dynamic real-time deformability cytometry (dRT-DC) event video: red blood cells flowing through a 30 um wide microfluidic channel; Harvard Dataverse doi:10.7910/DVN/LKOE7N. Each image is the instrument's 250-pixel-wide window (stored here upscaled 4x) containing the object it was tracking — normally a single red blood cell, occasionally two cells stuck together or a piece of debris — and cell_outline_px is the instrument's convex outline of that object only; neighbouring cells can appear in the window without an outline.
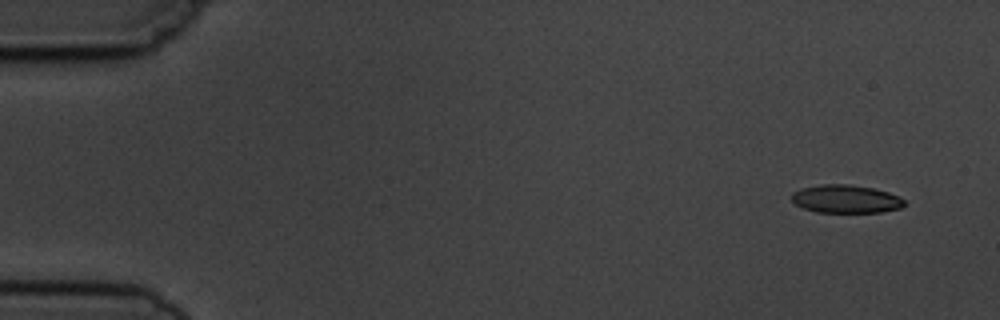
{"species": "common noctule bat (a hibernating species)", "species_latin": "Nyctalus noctula", "temperature_condition": "cold", "stored_images_in_passage": 5, "camera_frame_rate_fps": 3000, "um_per_image_px": 0.085, "animal": {"sex": "male", "body_mass_g": 19.5, "forearm_length_mm": 54.6}, "frame": {"image": 1, "passage_image": 2, "time_ms": 1.0, "image_size_px": [1000, 320], "cell_outline_px": [[904, 204], [900, 208], [880, 212], [816, 212], [804, 208], [796, 204], [792, 200], [792, 192], [800, 188], [820, 184], [848, 184], [872, 188], [888, 192], [904, 200]], "centroid_in_image_um": [71.85, 16.9], "position_along_channel_um": 13.1, "area_um2": 18.32}}
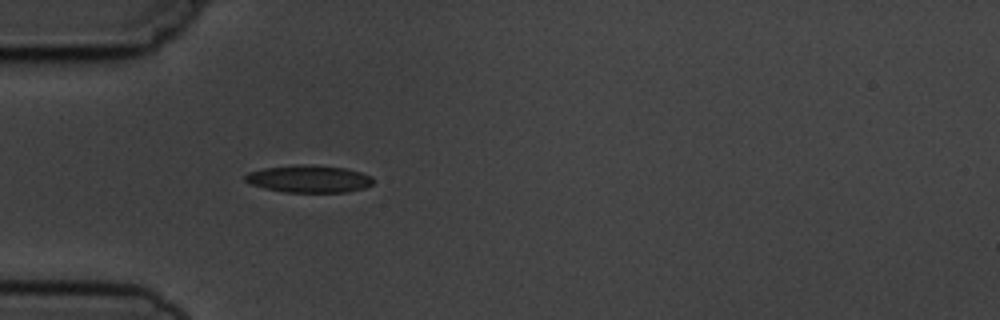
{"frame": {"image": 2, "passage_image": 5, "time_ms": 5.333, "image_size_px": [1000, 320], "cell_outline_px": [[372, 184], [364, 188], [348, 192], [284, 192], [264, 188], [252, 184], [244, 180], [244, 176], [248, 172], [264, 168], [296, 164], [304, 164], [344, 168], [360, 172], [372, 176]], "centroid_in_image_um": [26.24, 15.2], "position_along_channel_um": 58.8, "area_um2": 20.35}}